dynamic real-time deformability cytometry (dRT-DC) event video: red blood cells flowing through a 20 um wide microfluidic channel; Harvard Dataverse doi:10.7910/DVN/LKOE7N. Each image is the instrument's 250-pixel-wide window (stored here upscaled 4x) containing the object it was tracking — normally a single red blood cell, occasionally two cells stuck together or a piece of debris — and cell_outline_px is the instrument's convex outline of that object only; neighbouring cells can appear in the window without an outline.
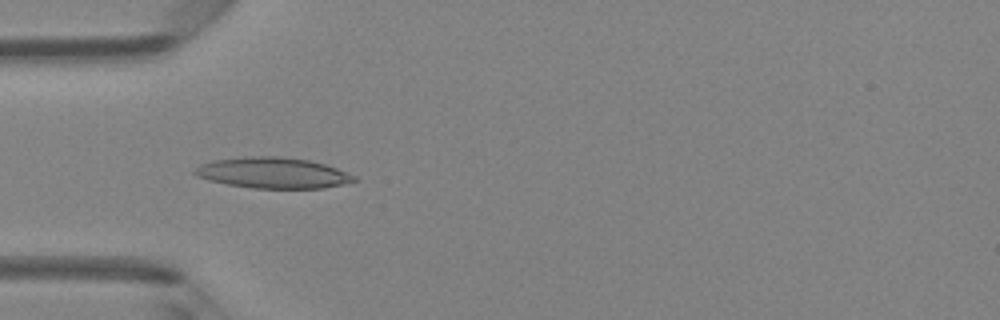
{"species": "Egyptian fruit bat (a non-hibernating species)", "species_latin": "Rousettus aegyptiacus", "temperature_condition": "room temperature", "stored_images_in_passage": 46, "camera_frame_rate_fps": 3000, "um_per_image_px": 0.085, "animal": {"sex": "female"}, "frame": {"image": 1, "passage_image": 14, "time_ms": 4.333, "image_size_px": [1000, 320], "cell_outline_px": [[360, 180], [324, 188], [252, 188], [228, 184], [208, 180], [196, 176], [192, 172], [200, 164], [212, 160], [244, 156], [280, 156], [308, 160], [324, 164], [336, 168], [356, 176]], "centroid_in_image_um": [23.18, 14.69], "position_along_channel_um": 61.8, "area_um2": 28.73}}
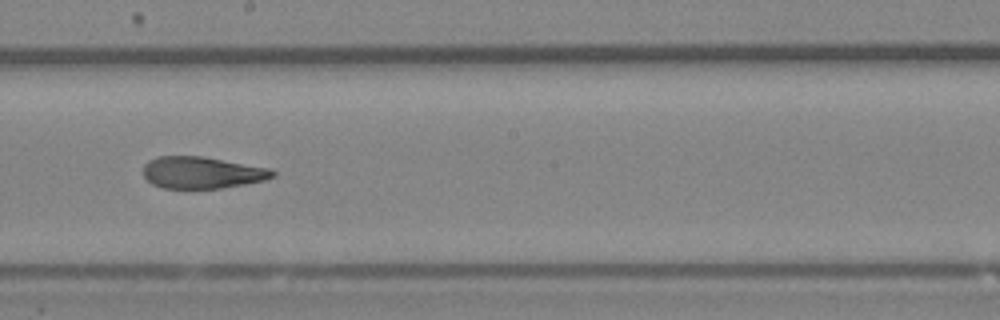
{"frame": {"image": 2, "passage_image": 26, "time_ms": 8.333, "image_size_px": [1000, 320], "cell_outline_px": [[276, 176], [264, 180], [244, 184], [220, 188], [160, 188], [152, 184], [144, 176], [144, 164], [148, 160], [160, 156], [204, 156], [272, 168], [276, 172]], "centroid_in_image_um": [17.2, 14.66], "position_along_channel_um": 231.0, "area_um2": 24.16}}
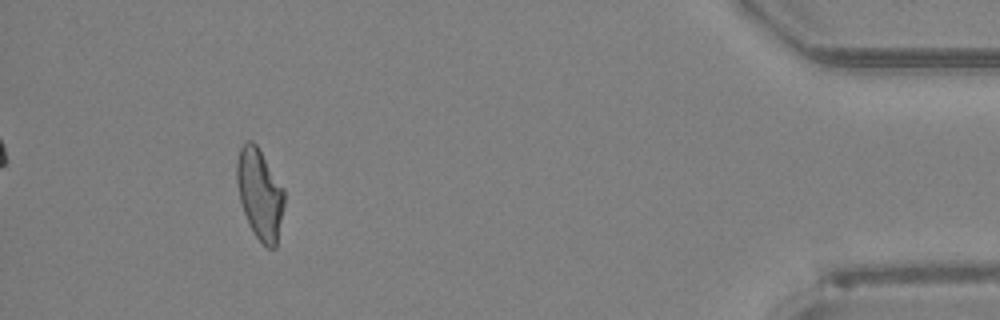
{"frame": {"image": 3, "passage_image": 43, "time_ms": 14.0, "image_size_px": [1000, 320], "cell_outline_px": [[284, 204], [276, 248], [268, 248], [252, 232], [248, 224], [240, 200], [236, 180], [236, 164], [240, 148], [248, 140], [252, 140], [256, 144], [284, 188]], "centroid_in_image_um": [22.08, 16.49], "position_along_channel_um": 413.1, "area_um2": 24.91}, "authors_computed_cell_mechanics": {"area_um2": 25.2875, "velocity_mm_per_s": 4.288, "shape_relaxation_time_tau1_ms": null, "shape_relaxation_time_tau2_ms": 2.7866, "deformation_change_tau1": null, "deformation_change_tau2": 0.1228}}